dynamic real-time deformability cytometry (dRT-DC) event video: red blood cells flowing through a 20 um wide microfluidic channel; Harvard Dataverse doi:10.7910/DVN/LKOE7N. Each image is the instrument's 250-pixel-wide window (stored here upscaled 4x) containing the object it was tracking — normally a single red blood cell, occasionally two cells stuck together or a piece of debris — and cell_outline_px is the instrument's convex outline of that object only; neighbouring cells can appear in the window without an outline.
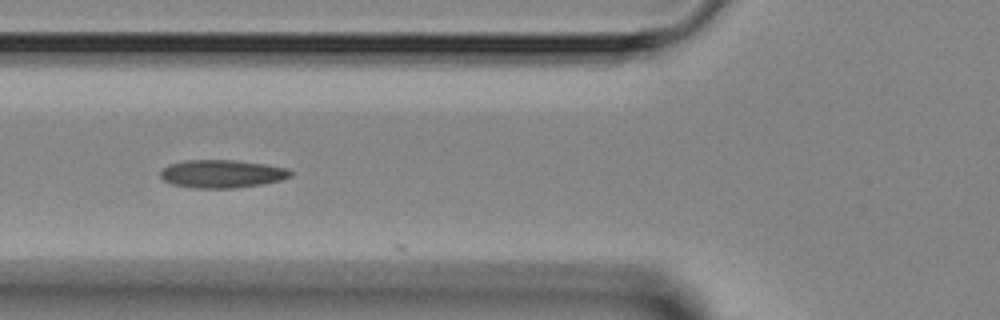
{"species": "Egyptian fruit bat (a non-hibernating species)", "species_latin": "Rousettus aegyptiacus", "temperature_condition": "room temperature", "stored_images_in_passage": 6, "camera_frame_rate_fps": 3000, "um_per_image_px": 0.085, "animal": {"sex": "female"}, "frame": {"image": 1, "passage_image": 4, "time_ms": 4.333, "image_size_px": [1000, 320], "cell_outline_px": [[292, 176], [280, 180], [264, 184], [236, 188], [196, 188], [172, 184], [164, 180], [160, 176], [160, 172], [168, 164], [184, 160], [236, 160], [264, 164], [288, 168], [292, 172]], "centroid_in_image_um": [18.87, 14.77], "position_along_channel_um": 106.9, "area_um2": 21.33}}
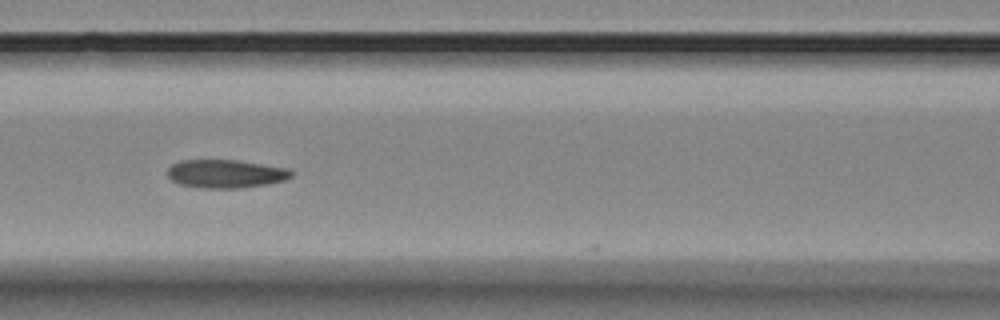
{"frame": {"image": 2, "passage_image": 5, "time_ms": 5.333, "image_size_px": [1000, 320], "cell_outline_px": [[292, 176], [284, 180], [268, 184], [240, 188], [204, 188], [180, 184], [172, 180], [168, 176], [168, 168], [172, 164], [180, 160], [236, 160], [288, 168], [292, 172]], "centroid_in_image_um": [19.18, 14.77], "position_along_channel_um": 147.4, "area_um2": 20.35}}
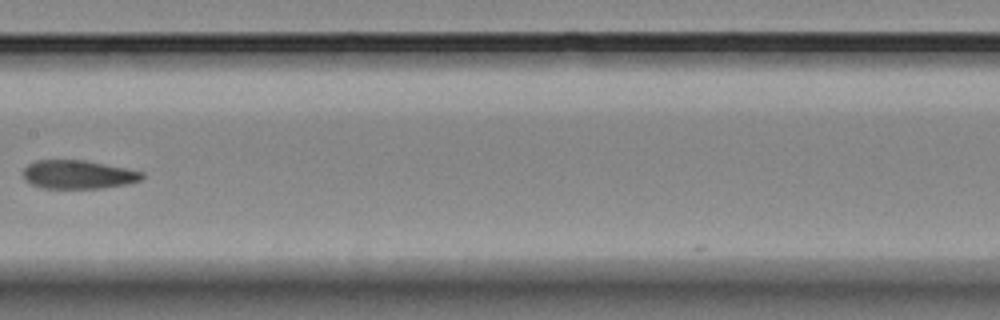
{"frame": {"image": 3, "passage_image": 6, "time_ms": 6.667, "image_size_px": [1000, 320], "cell_outline_px": [[144, 176], [140, 180], [128, 184], [100, 188], [44, 188], [32, 184], [24, 180], [24, 168], [28, 164], [36, 160], [84, 160], [144, 172]], "centroid_in_image_um": [6.63, 14.83], "position_along_channel_um": 200.8, "area_um2": 19.65}}